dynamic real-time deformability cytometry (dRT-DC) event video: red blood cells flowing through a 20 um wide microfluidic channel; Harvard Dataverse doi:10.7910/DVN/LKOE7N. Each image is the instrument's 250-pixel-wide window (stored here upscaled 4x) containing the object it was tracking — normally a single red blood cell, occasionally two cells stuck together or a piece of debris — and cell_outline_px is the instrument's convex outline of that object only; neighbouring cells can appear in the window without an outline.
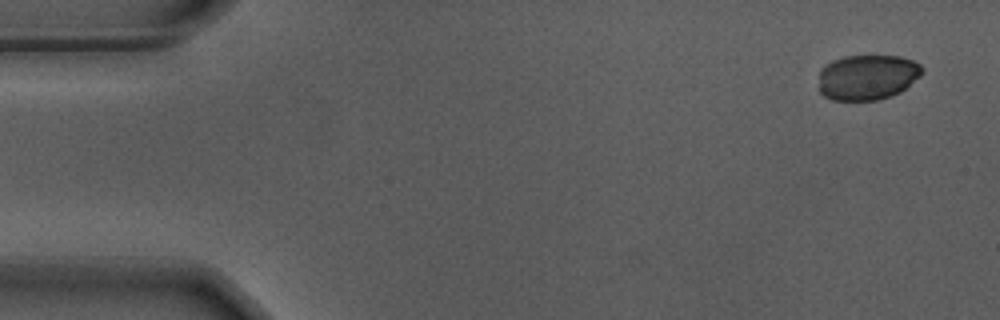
{"species": "Egyptian fruit bat (a non-hibernating species)", "species_latin": "Rousettus aegyptiacus", "temperature_condition": "warm", "stored_images_in_passage": 2, "camera_frame_rate_fps": 3000, "um_per_image_px": 0.085, "animal": {"sex": "male"}, "frame": {"image": 1, "passage_image": 2, "time_ms": 0.333, "image_size_px": [1000, 320], "cell_outline_px": [[924, 68], [920, 76], [900, 92], [892, 96], [876, 100], [832, 100], [824, 96], [820, 92], [820, 68], [832, 60], [844, 56], [900, 56], [912, 60], [920, 64]], "centroid_in_image_um": [73.72, 6.56], "position_along_channel_um": 11.3, "area_um2": 27.4}}